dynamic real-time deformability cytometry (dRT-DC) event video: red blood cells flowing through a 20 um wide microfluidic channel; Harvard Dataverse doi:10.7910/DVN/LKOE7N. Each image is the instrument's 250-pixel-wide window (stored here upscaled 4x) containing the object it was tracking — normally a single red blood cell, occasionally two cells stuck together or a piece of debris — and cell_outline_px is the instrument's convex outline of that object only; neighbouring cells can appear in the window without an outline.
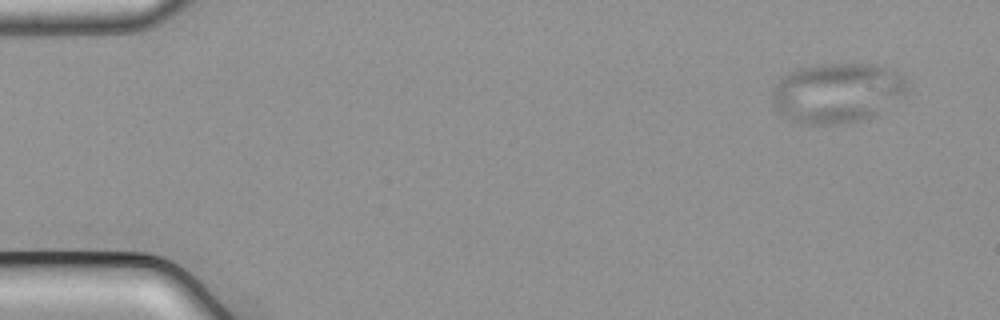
{"species": "common noctule bat (a hibernating species)", "species_latin": "Nyctalus noctula", "temperature_condition": "cold", "stored_images_in_passage": 6, "camera_frame_rate_fps": 3000, "um_per_image_px": 0.085, "animal": {"sex": "male", "body_mass_g": 21.5, "forearm_length_mm": 52.0}, "frame": {"image": 1, "passage_image": 1, "time_ms": 0.0, "image_size_px": [1000, 320], "cell_outline_px": [[908, 92], [904, 96], [872, 116], [860, 120], [832, 124], [808, 124], [784, 116], [776, 108], [772, 96], [776, 84], [788, 72], [796, 68], [824, 64], [876, 64], [904, 76]], "centroid_in_image_um": [71.18, 7.87], "position_along_channel_um": 13.8, "area_um2": 46.47}}